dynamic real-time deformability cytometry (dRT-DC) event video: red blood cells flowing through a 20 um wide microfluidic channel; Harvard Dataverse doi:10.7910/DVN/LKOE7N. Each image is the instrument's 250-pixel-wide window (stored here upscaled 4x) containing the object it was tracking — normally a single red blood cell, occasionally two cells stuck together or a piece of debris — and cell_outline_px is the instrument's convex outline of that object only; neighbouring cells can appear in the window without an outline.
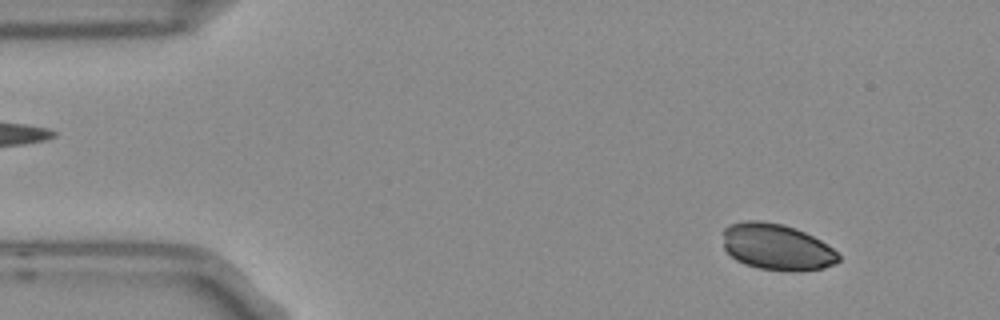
{"species": "Egyptian fruit bat (a non-hibernating species)", "species_latin": "Rousettus aegyptiacus", "temperature_condition": "room temperature", "stored_images_in_passage": 7, "camera_frame_rate_fps": 3000, "um_per_image_px": 0.085, "frame": {"image": 1, "passage_image": 1, "time_ms": 0.0, "image_size_px": [1000, 320], "cell_outline_px": [[840, 260], [836, 264], [824, 268], [796, 272], [792, 272], [760, 268], [744, 264], [736, 260], [724, 248], [724, 228], [728, 224], [748, 220], [760, 220], [784, 224], [796, 228], [820, 240], [832, 248], [840, 256]], "centroid_in_image_um": [66.04, 20.99], "position_along_channel_um": 19.0, "area_um2": 31.39}}
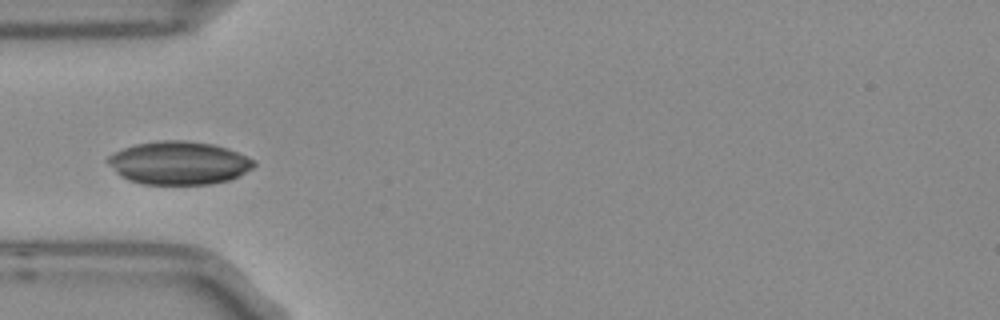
{"frame": {"image": 2, "passage_image": 4, "time_ms": 1.0, "image_size_px": [1000, 320], "cell_outline_px": [[256, 164], [252, 168], [240, 176], [228, 180], [212, 184], [140, 184], [128, 180], [120, 176], [104, 160], [108, 156], [124, 148], [136, 144], [160, 140], [184, 140], [212, 144], [228, 148], [248, 156], [256, 160]], "centroid_in_image_um": [15.21, 13.85], "position_along_channel_um": 69.8, "area_um2": 36.99}}
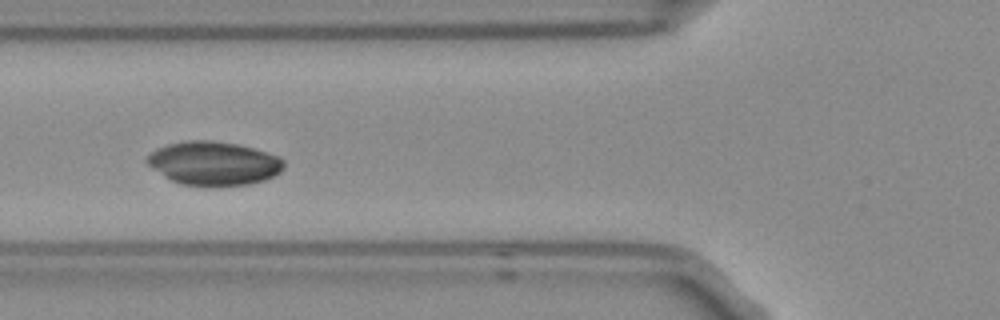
{"frame": {"image": 3, "passage_image": 5, "time_ms": 1.333, "image_size_px": [1000, 320], "cell_outline_px": [[284, 168], [280, 172], [264, 180], [248, 184], [212, 188], [180, 184], [164, 176], [152, 168], [144, 160], [156, 148], [168, 144], [188, 140], [208, 140], [236, 144], [252, 148], [280, 156], [284, 160]], "centroid_in_image_um": [18.16, 13.91], "position_along_channel_um": 107.6, "area_um2": 35.2}}